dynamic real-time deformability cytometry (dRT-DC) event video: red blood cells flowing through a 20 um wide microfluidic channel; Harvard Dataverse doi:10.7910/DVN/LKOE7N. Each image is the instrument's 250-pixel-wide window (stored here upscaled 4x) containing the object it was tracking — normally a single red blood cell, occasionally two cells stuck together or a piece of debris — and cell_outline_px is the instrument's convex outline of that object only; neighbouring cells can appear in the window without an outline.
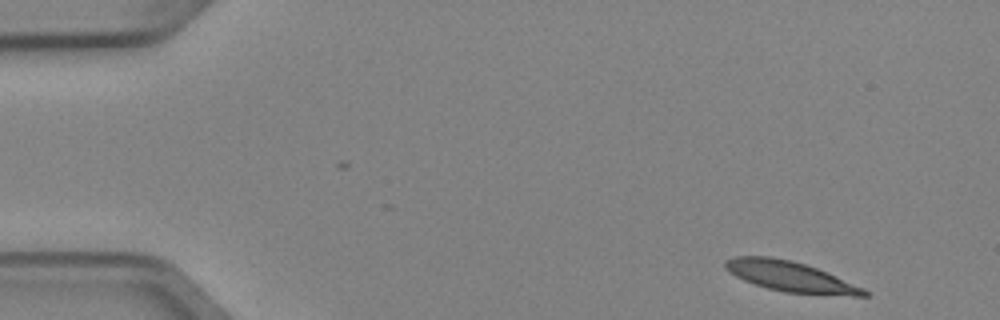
{"species": "Egyptian fruit bat (a non-hibernating species)", "species_latin": "Rousettus aegyptiacus", "temperature_condition": "cold", "stored_images_in_passage": 3, "camera_frame_rate_fps": 3000, "um_per_image_px": 0.085, "animal": {"sex": "female"}, "frame": {"image": 1, "passage_image": 1, "time_ms": 0.0, "image_size_px": [1000, 320], "cell_outline_px": [[872, 292], [868, 296], [852, 296], [784, 292], [768, 288], [744, 280], [736, 276], [724, 268], [724, 260], [736, 256], [768, 256], [792, 260], [816, 268], [864, 288]], "centroid_in_image_um": [67.19, 23.5], "position_along_channel_um": 17.8, "area_um2": 24.33}}
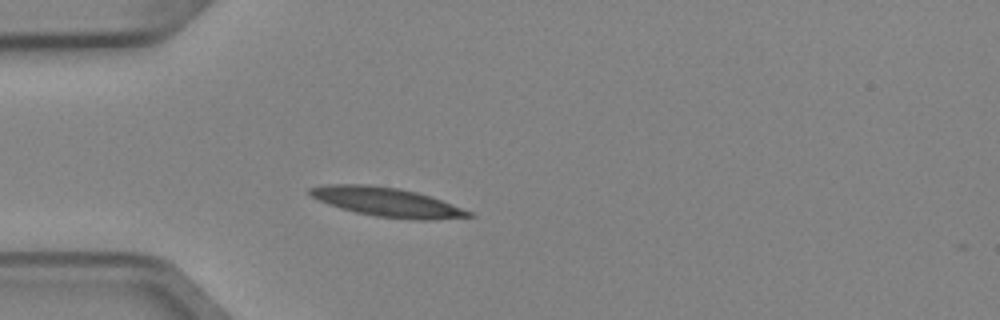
{"frame": {"image": 2, "passage_image": 3, "time_ms": 0.667, "image_size_px": [1000, 320], "cell_outline_px": [[476, 216], [432, 220], [420, 220], [376, 216], [356, 212], [340, 208], [328, 204], [312, 196], [308, 192], [308, 188], [328, 184], [368, 184], [400, 188], [432, 196], [472, 212]], "centroid_in_image_um": [32.92, 17.17], "position_along_channel_um": 52.1, "area_um2": 26.88}}